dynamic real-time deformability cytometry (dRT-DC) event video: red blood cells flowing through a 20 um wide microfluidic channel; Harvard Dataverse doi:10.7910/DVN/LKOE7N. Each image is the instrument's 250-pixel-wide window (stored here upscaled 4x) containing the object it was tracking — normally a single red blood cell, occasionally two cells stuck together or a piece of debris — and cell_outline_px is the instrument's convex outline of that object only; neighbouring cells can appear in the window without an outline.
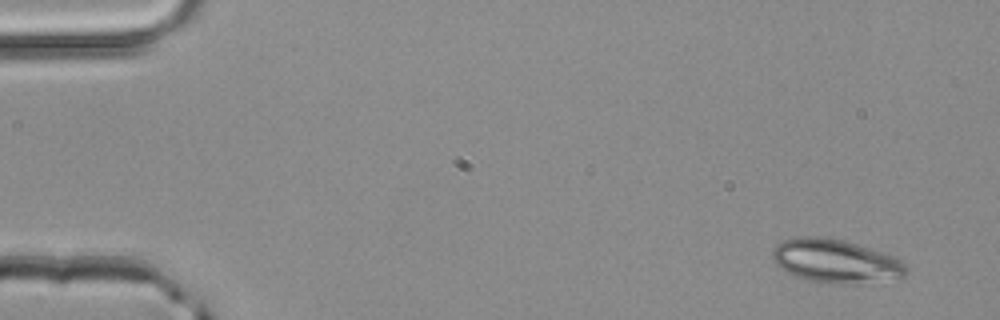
{"species": "common noctule bat (a hibernating species)", "species_latin": "Nyctalus noctula", "temperature_condition": "room temperature", "stored_images_in_passage": 3, "camera_frame_rate_fps": 3000, "um_per_image_px": 0.085, "animal": {"sex": "male", "body_mass_g": 20.4}, "frame": {"image": 1, "passage_image": 1, "time_ms": 0.0, "image_size_px": [1000, 320], "cell_outline_px": [[908, 272], [900, 280], [840, 284], [808, 280], [796, 276], [780, 268], [772, 260], [772, 252], [776, 244], [784, 240], [800, 236], [820, 236], [844, 240], [892, 256], [900, 260], [904, 264]], "centroid_in_image_um": [71.03, 22.2], "position_along_channel_um": 14.0, "area_um2": 33.93}}